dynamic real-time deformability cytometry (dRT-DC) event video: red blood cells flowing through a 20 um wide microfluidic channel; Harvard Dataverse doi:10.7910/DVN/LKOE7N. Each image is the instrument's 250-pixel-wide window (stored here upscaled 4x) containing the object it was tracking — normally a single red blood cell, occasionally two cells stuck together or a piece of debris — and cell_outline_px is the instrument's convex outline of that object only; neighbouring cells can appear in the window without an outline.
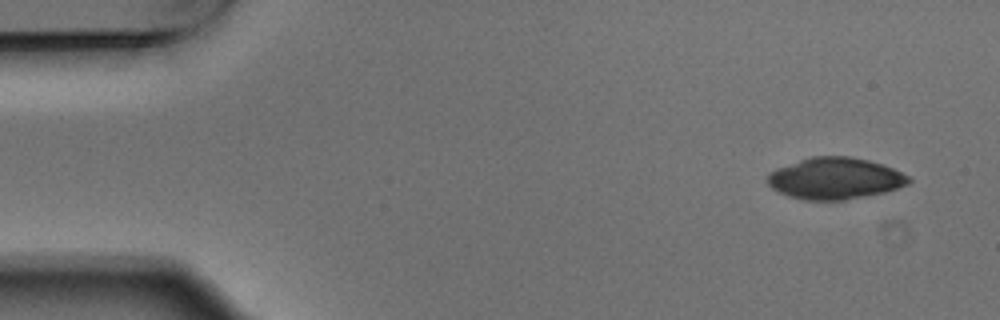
{"species": "Egyptian fruit bat (a non-hibernating species)", "species_latin": "Rousettus aegyptiacus", "temperature_condition": "warm", "stored_images_in_passage": 4, "camera_frame_rate_fps": 3000, "um_per_image_px": 0.085, "animal": {"sex": "male"}, "frame": {"image": 1, "passage_image": 1, "time_ms": 0.0, "image_size_px": [1000, 320], "cell_outline_px": [[912, 180], [908, 184], [884, 192], [844, 200], [804, 200], [788, 196], [776, 192], [768, 184], [768, 172], [776, 168], [812, 156], [848, 156], [868, 160], [892, 168], [908, 176]], "centroid_in_image_um": [70.93, 15.17], "position_along_channel_um": 14.1, "area_um2": 34.04}}